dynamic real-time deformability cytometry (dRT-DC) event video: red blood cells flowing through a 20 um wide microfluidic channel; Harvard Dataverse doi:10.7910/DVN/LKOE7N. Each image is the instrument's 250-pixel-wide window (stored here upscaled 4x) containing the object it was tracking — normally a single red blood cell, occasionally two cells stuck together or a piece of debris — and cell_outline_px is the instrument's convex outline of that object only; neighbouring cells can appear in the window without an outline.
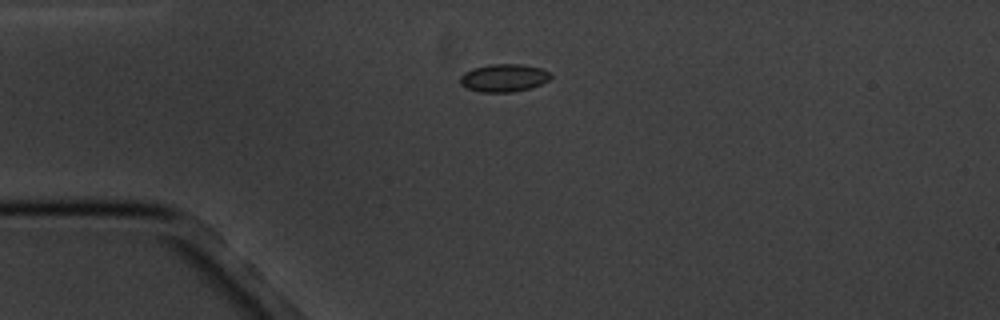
{"species": "common noctule bat (a hibernating species)", "species_latin": "Nyctalus noctula", "temperature_condition": "cold", "stored_images_in_passage": 3, "camera_frame_rate_fps": 3000, "um_per_image_px": 0.085, "animal": {"sex": "male", "body_mass_g": 20.1, "forearm_length_mm": 53.5}, "frame": {"image": 1, "passage_image": 2, "time_ms": 1.333, "image_size_px": [1000, 320], "cell_outline_px": [[552, 76], [548, 80], [540, 84], [528, 88], [512, 92], [480, 92], [464, 88], [460, 84], [460, 76], [464, 72], [472, 68], [488, 64], [520, 64], [540, 68], [548, 72]], "centroid_in_image_um": [42.76, 6.62], "position_along_channel_um": 42.2, "area_um2": 14.68}}